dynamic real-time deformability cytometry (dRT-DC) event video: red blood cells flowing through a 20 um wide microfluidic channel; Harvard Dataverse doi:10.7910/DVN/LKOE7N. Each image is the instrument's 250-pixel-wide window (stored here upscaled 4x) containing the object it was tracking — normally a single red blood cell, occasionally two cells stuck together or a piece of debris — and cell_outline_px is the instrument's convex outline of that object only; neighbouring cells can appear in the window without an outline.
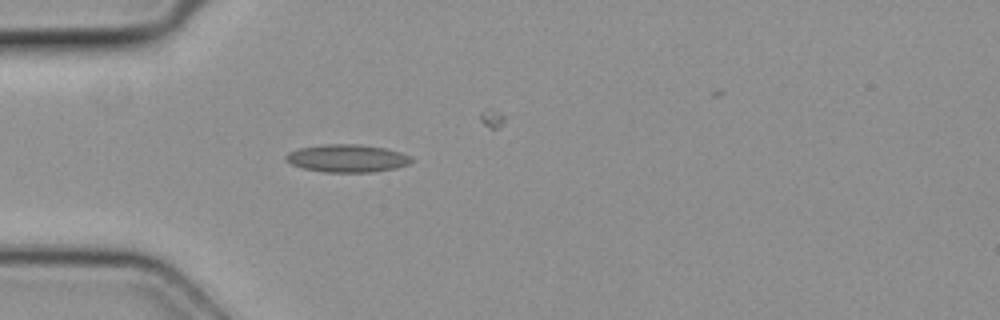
{"species": "common noctule bat (a hibernating species)", "species_latin": "Nyctalus noctula", "temperature_condition": "cold", "stored_images_in_passage": 5, "camera_frame_rate_fps": 3000, "um_per_image_px": 0.085, "animal": {"sex": "female", "body_mass_g": 19.3, "forearm_length_mm": 54.1}, "frame": {"image": 1, "passage_image": 4, "time_ms": 1.0, "image_size_px": [1000, 320], "cell_outline_px": [[412, 160], [408, 164], [396, 168], [372, 172], [324, 172], [304, 168], [292, 164], [284, 160], [284, 156], [288, 152], [300, 148], [324, 144], [360, 144], [384, 148], [400, 152], [408, 156]], "centroid_in_image_um": [29.47, 13.45], "position_along_channel_um": 55.5, "area_um2": 20.17}}